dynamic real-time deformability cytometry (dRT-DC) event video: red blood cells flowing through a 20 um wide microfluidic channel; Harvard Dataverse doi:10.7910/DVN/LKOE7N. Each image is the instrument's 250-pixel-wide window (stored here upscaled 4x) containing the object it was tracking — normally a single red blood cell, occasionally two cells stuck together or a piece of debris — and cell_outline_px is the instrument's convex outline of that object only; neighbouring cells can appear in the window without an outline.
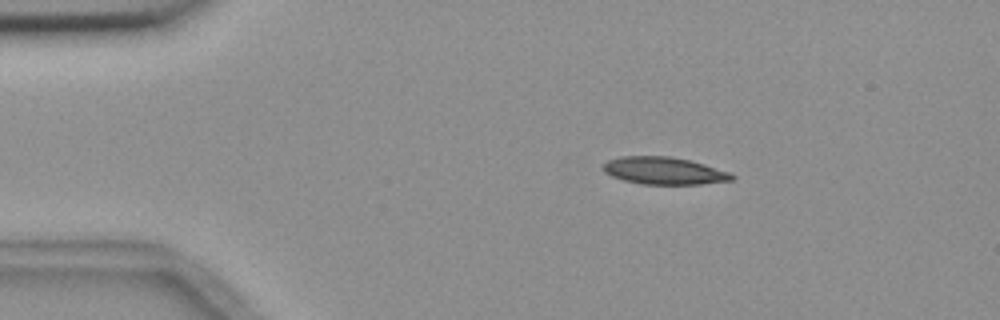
{"species": "common noctule bat (a hibernating species)", "species_latin": "Nyctalus noctula", "temperature_condition": "room temperature", "stored_images_in_passage": 5, "camera_frame_rate_fps": 3000, "um_per_image_px": 0.085, "animal": {"sex": "female", "body_mass_g": 18.4}, "frame": {"image": 1, "passage_image": 2, "time_ms": 1.0, "image_size_px": [1000, 320], "cell_outline_px": [[736, 176], [732, 180], [700, 184], [640, 184], [624, 180], [612, 176], [604, 172], [600, 168], [600, 164], [608, 160], [620, 156], [668, 156], [688, 160], [704, 164], [728, 172]], "centroid_in_image_um": [56.36, 14.51], "position_along_channel_um": 28.6, "area_um2": 20.52}}